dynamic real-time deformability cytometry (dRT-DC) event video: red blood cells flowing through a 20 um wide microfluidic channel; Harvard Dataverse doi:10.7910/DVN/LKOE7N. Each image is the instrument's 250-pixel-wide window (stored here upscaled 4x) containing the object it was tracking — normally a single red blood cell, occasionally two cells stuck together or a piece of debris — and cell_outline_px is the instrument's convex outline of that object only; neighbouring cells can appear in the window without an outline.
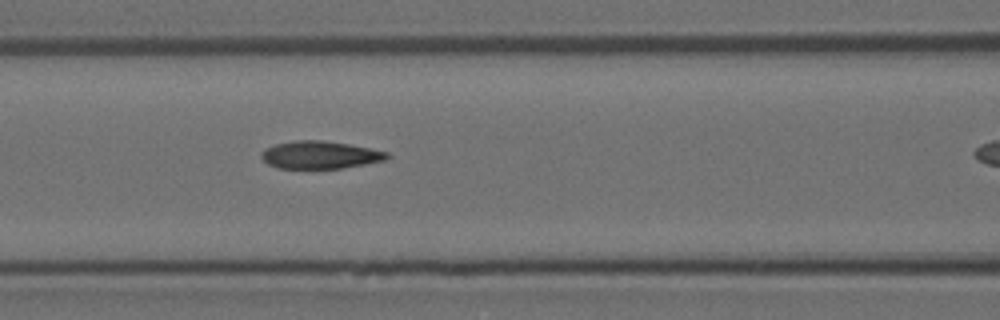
{"species": "Egyptian fruit bat (a non-hibernating species)", "species_latin": "Rousettus aegyptiacus", "temperature_condition": "room temperature", "stored_images_in_passage": 5, "segment_of_instrument_passage": [1, 2], "camera_frame_rate_fps": 3000, "um_per_image_px": 0.085, "animal": {"sex": "female"}, "frame": {"image": 1, "passage_image": 4, "time_ms": 1.0, "image_size_px": [1000, 320], "cell_outline_px": [[392, 156], [384, 160], [364, 164], [340, 168], [276, 168], [268, 164], [260, 156], [260, 152], [264, 148], [276, 144], [296, 140], [320, 140], [348, 144], [388, 152]], "centroid_in_image_um": [27.17, 13.16], "position_along_channel_um": 139.4, "area_um2": 20.11}}